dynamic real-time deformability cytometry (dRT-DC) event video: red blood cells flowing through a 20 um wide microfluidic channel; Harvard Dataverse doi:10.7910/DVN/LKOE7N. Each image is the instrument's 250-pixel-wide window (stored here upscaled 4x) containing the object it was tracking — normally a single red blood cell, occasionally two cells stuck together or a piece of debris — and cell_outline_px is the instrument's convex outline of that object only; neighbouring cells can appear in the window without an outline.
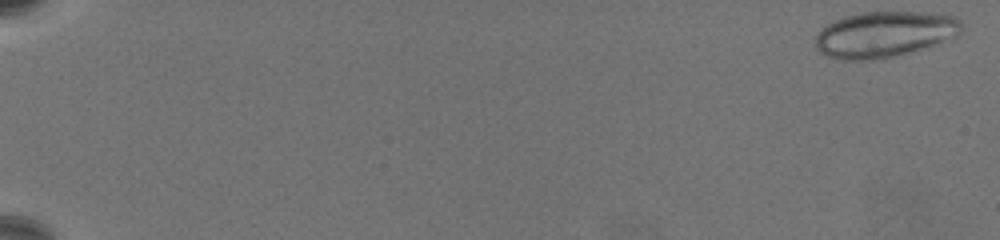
{"species": "common noctule bat (a hibernating species)", "species_latin": "Nyctalus noctula", "temperature_condition": "warm", "stored_images_in_passage": 28, "camera_frame_rate_fps": 3000, "um_per_image_px": 0.085, "animal": {"sex": "female", "body_mass_g": 19.5, "forearm_length_mm": 54.1}, "frame": {"image": 1, "passage_image": 1, "time_ms": 0.0, "image_size_px": [1000, 240], "cell_outline_px": [[960, 32], [952, 40], [888, 56], [868, 60], [844, 60], [828, 56], [820, 52], [816, 48], [816, 32], [828, 24], [844, 16], [864, 12], [916, 12], [952, 16], [960, 20]], "centroid_in_image_um": [75.14, 2.9], "position_along_channel_um": 9.9, "area_um2": 38.38}}